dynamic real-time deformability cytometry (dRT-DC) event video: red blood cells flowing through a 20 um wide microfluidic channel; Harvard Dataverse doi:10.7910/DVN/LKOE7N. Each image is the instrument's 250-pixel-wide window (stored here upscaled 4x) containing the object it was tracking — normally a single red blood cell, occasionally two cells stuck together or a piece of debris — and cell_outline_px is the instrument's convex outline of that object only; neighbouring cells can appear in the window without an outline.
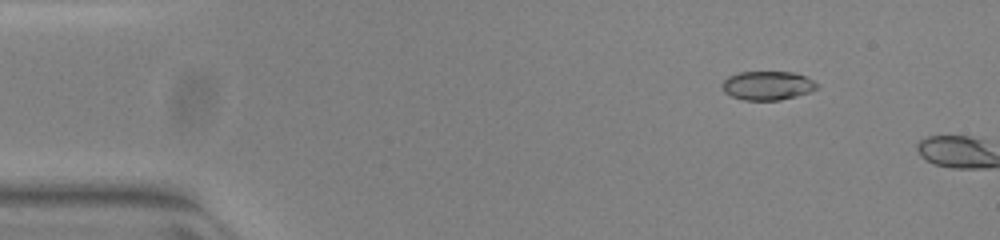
{"species": "common noctule bat (a hibernating species)", "species_latin": "Nyctalus noctula", "temperature_condition": "warm", "stored_images_in_passage": 3, "camera_frame_rate_fps": 3000, "um_per_image_px": 0.085, "animal": {"sex": "female", "body_mass_g": 23.0, "forearm_length_mm": 53.4}, "frame": {"image": 1, "passage_image": 1, "time_ms": 0.0, "image_size_px": [1000, 240], "cell_outline_px": [[820, 84], [816, 88], [808, 92], [796, 96], [780, 100], [744, 100], [732, 96], [724, 92], [720, 84], [728, 76], [740, 72], [792, 72], [804, 76]], "centroid_in_image_um": [65.21, 7.27], "position_along_channel_um": 19.8, "area_um2": 15.9}}